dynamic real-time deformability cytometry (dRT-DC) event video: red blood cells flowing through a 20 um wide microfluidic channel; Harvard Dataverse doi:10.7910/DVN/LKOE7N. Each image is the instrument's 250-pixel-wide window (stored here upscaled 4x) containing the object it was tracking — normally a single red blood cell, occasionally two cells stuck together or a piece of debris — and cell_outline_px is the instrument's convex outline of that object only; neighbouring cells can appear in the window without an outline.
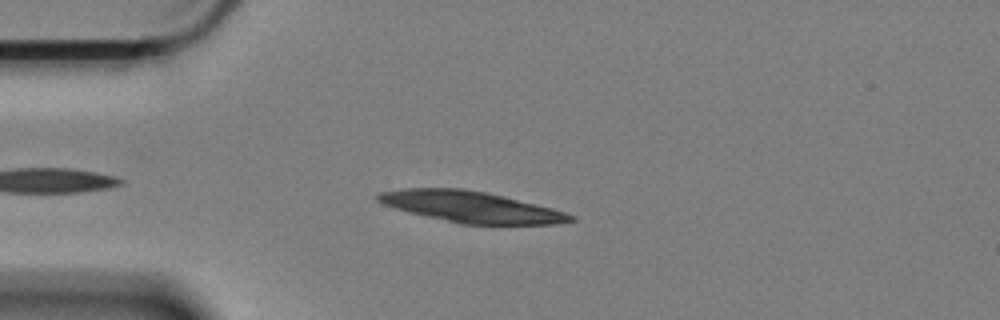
{"species": "Egyptian fruit bat (a non-hibernating species)", "species_latin": "Rousettus aegyptiacus", "temperature_condition": "cold", "stored_images_in_passage": 42, "camera_frame_rate_fps": 3000, "um_per_image_px": 0.085, "animal": {"sex": "female"}, "frame": {"image": 1, "passage_image": 6, "time_ms": 1.667, "image_size_px": [1000, 320], "cell_outline_px": [[576, 220], [556, 224], [460, 224], [408, 212], [384, 204], [376, 200], [376, 196], [380, 192], [404, 188], [460, 188], [484, 192], [504, 196], [552, 208], [576, 216]], "centroid_in_image_um": [40.04, 17.58], "position_along_channel_um": 45.0, "area_um2": 34.68}}